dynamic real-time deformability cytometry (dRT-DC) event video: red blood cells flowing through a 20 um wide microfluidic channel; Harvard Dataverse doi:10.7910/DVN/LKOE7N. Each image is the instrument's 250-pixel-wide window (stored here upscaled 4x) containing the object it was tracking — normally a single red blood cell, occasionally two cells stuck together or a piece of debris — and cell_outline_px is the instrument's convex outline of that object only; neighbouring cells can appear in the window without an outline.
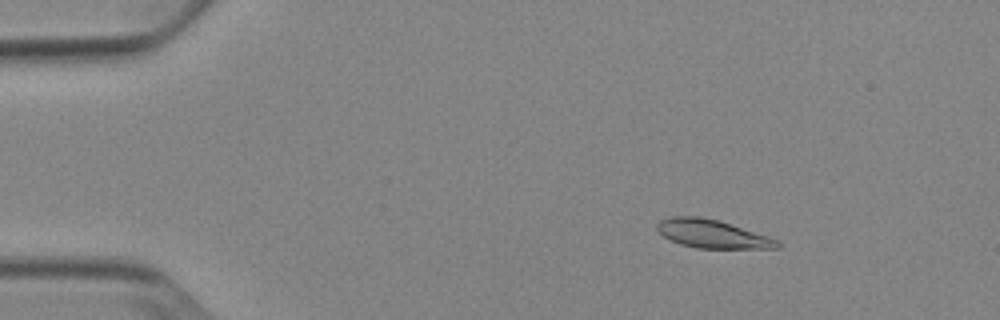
{"species": "Egyptian fruit bat (a non-hibernating species)", "species_latin": "Rousettus aegyptiacus", "temperature_condition": "cold", "stored_images_in_passage": 53, "camera_frame_rate_fps": 3000, "um_per_image_px": 0.085, "animal": {"sex": "female"}, "frame": {"image": 1, "passage_image": 8, "time_ms": 2.333, "image_size_px": [1000, 320], "cell_outline_px": [[780, 248], [696, 248], [680, 244], [664, 236], [656, 228], [656, 224], [660, 220], [668, 216], [700, 216], [720, 220], [780, 240]], "centroid_in_image_um": [60.54, 19.87], "position_along_channel_um": 24.5, "area_um2": 19.94}}
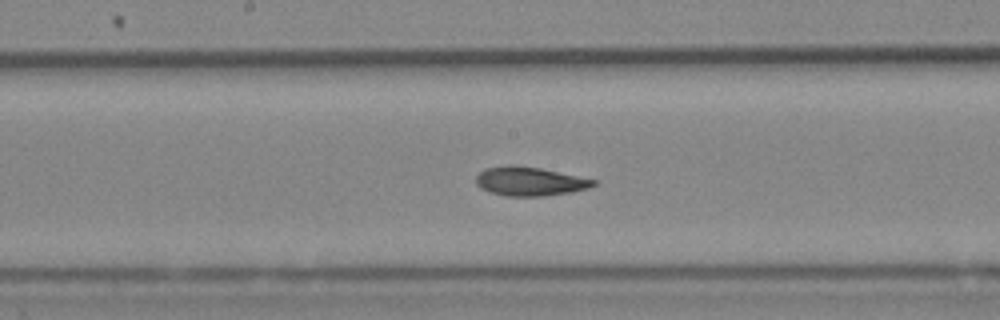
{"frame": {"image": 2, "passage_image": 28, "time_ms": 9.0, "image_size_px": [1000, 320], "cell_outline_px": [[596, 184], [588, 188], [572, 192], [544, 196], [508, 196], [488, 192], [480, 188], [476, 184], [476, 176], [484, 168], [508, 164], [512, 164], [540, 168], [596, 180]], "centroid_in_image_um": [44.98, 15.41], "position_along_channel_um": 203.2, "area_um2": 19.88}}
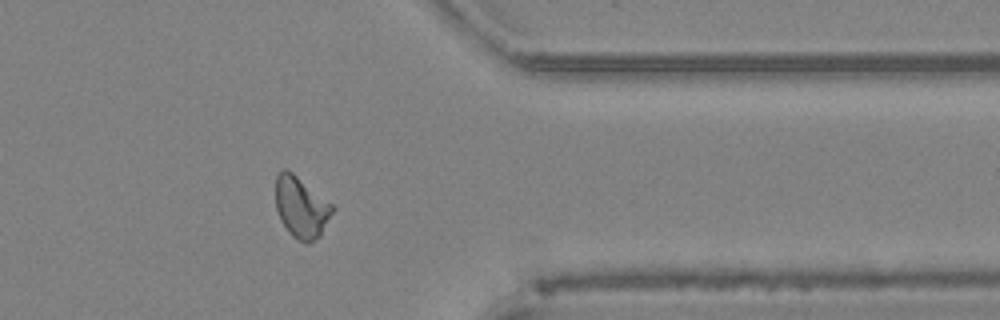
{"frame": {"image": 3, "passage_image": 43, "time_ms": 14.0, "image_size_px": [1000, 320], "cell_outline_px": [[332, 212], [320, 236], [308, 244], [304, 244], [292, 236], [288, 232], [280, 220], [276, 208], [276, 176], [284, 168], [288, 168], [332, 204]], "centroid_in_image_um": [25.57, 17.62], "position_along_channel_um": 385.8, "area_um2": 20.17}, "authors_computed_cell_mechanics": {"area_um2": 19.941, "velocity_mm_per_s": 3.8627, "shape_relaxation_time_tau1_ms": 3.4383, "shape_relaxation_time_tau2_ms": 2.5213, "deformation_change_tau1": 0.1394, "deformation_change_tau2": 0.0815}}